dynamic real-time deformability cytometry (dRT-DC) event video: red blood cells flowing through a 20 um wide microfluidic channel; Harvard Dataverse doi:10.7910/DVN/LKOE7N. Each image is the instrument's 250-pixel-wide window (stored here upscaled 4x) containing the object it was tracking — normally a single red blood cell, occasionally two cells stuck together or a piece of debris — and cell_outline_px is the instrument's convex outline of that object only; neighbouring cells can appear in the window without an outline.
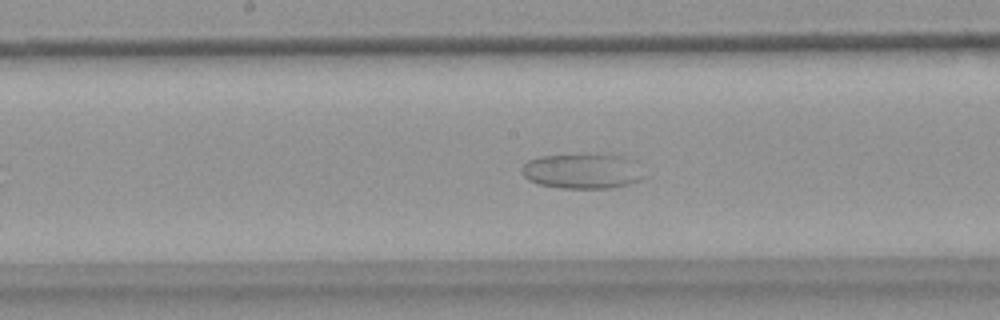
{"species": "common noctule bat (a hibernating species)", "species_latin": "Nyctalus noctula", "temperature_condition": "warm", "stored_images_in_passage": 47, "camera_frame_rate_fps": 3000, "um_per_image_px": 0.085, "animal": {"sex": "female", "body_mass_g": 18.4}, "frame": {"image": 1, "passage_image": 23, "time_ms": 7.333, "image_size_px": [1000, 320], "cell_outline_px": [[648, 176], [640, 180], [628, 184], [612, 188], [560, 188], [540, 184], [528, 180], [520, 172], [520, 168], [528, 160], [540, 156], [584, 152], [624, 156]], "centroid_in_image_um": [49.47, 14.52], "position_along_channel_um": 198.7, "area_um2": 25.61}}
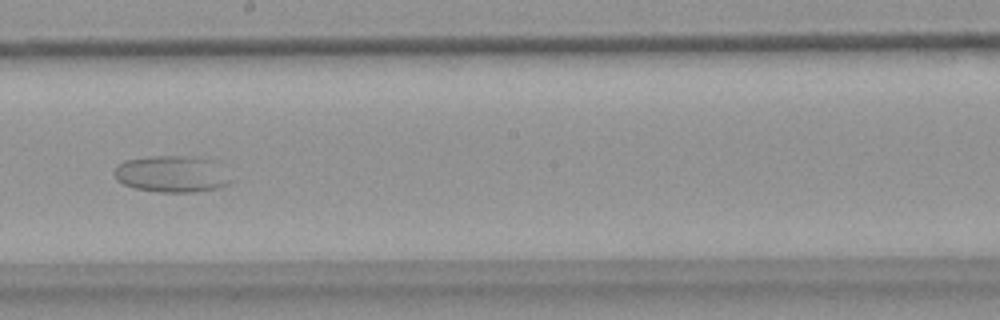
{"frame": {"image": 2, "passage_image": 26, "time_ms": 8.333, "image_size_px": [1000, 320], "cell_outline_px": [[236, 180], [220, 188], [196, 192], [160, 192], [136, 188], [124, 184], [116, 180], [112, 172], [116, 164], [124, 160], [148, 156], [188, 156], [216, 160]], "centroid_in_image_um": [14.66, 14.78], "position_along_channel_um": 233.5, "area_um2": 25.61}}
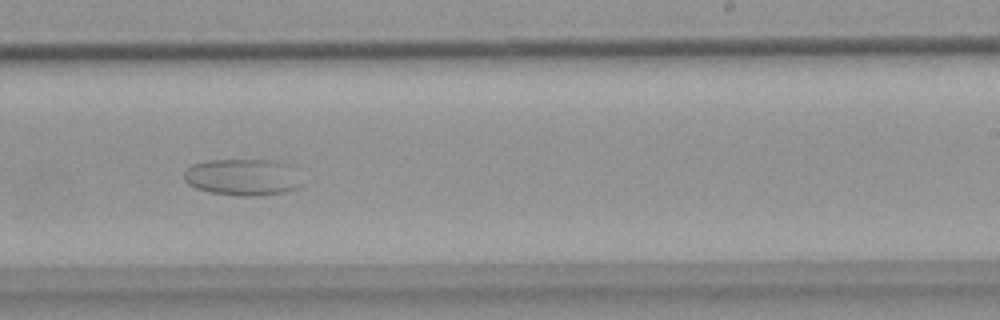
{"frame": {"image": 3, "passage_image": 29, "time_ms": 9.333, "image_size_px": [1000, 320], "cell_outline_px": [[304, 184], [296, 188], [284, 192], [256, 196], [236, 196], [208, 192], [196, 188], [188, 184], [184, 180], [184, 172], [192, 164], [204, 160], [276, 160], [292, 164]], "centroid_in_image_um": [20.66, 15.05], "position_along_channel_um": 268.3, "area_um2": 25.72}}